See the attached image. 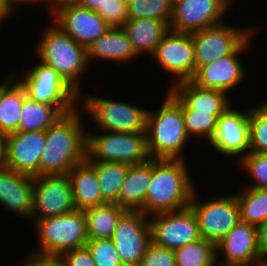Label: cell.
I'll use <instances>...</instances> for the list:
<instances>
[{"label":"cell","instance_id":"cell-1","mask_svg":"<svg viewBox=\"0 0 267 266\" xmlns=\"http://www.w3.org/2000/svg\"><path fill=\"white\" fill-rule=\"evenodd\" d=\"M78 109L64 114L45 130L39 176L68 174L86 159V130Z\"/></svg>","mask_w":267,"mask_h":266},{"label":"cell","instance_id":"cell-2","mask_svg":"<svg viewBox=\"0 0 267 266\" xmlns=\"http://www.w3.org/2000/svg\"><path fill=\"white\" fill-rule=\"evenodd\" d=\"M188 169L185 159L152 158V176L140 211L149 216L188 207L195 191Z\"/></svg>","mask_w":267,"mask_h":266},{"label":"cell","instance_id":"cell-3","mask_svg":"<svg viewBox=\"0 0 267 266\" xmlns=\"http://www.w3.org/2000/svg\"><path fill=\"white\" fill-rule=\"evenodd\" d=\"M145 132L151 158L185 159L182 152L191 139L185 129L182 105L169 91L158 110H148Z\"/></svg>","mask_w":267,"mask_h":266},{"label":"cell","instance_id":"cell-4","mask_svg":"<svg viewBox=\"0 0 267 266\" xmlns=\"http://www.w3.org/2000/svg\"><path fill=\"white\" fill-rule=\"evenodd\" d=\"M39 40L36 55L42 63L54 68L79 94V78L88 68L87 48L77 43L58 25L46 28Z\"/></svg>","mask_w":267,"mask_h":266},{"label":"cell","instance_id":"cell-5","mask_svg":"<svg viewBox=\"0 0 267 266\" xmlns=\"http://www.w3.org/2000/svg\"><path fill=\"white\" fill-rule=\"evenodd\" d=\"M37 233L38 248L29 256L56 259L61 253L84 247L89 240L83 210L42 218L33 222Z\"/></svg>","mask_w":267,"mask_h":266},{"label":"cell","instance_id":"cell-6","mask_svg":"<svg viewBox=\"0 0 267 266\" xmlns=\"http://www.w3.org/2000/svg\"><path fill=\"white\" fill-rule=\"evenodd\" d=\"M12 75L24 87L26 96L38 103L55 105L63 114L78 108L80 94L52 67L41 61L22 76Z\"/></svg>","mask_w":267,"mask_h":266},{"label":"cell","instance_id":"cell-7","mask_svg":"<svg viewBox=\"0 0 267 266\" xmlns=\"http://www.w3.org/2000/svg\"><path fill=\"white\" fill-rule=\"evenodd\" d=\"M79 103L81 111L86 112L83 114L91 116L94 124L102 131L126 133L146 131L148 110L145 108L102 96L86 95L83 90Z\"/></svg>","mask_w":267,"mask_h":266},{"label":"cell","instance_id":"cell-8","mask_svg":"<svg viewBox=\"0 0 267 266\" xmlns=\"http://www.w3.org/2000/svg\"><path fill=\"white\" fill-rule=\"evenodd\" d=\"M146 132H108L103 134L86 131V160L116 162L135 165L150 159Z\"/></svg>","mask_w":267,"mask_h":266},{"label":"cell","instance_id":"cell-9","mask_svg":"<svg viewBox=\"0 0 267 266\" xmlns=\"http://www.w3.org/2000/svg\"><path fill=\"white\" fill-rule=\"evenodd\" d=\"M196 191L189 206L197 217L200 236L217 244L240 221L236 195H213L201 201Z\"/></svg>","mask_w":267,"mask_h":266},{"label":"cell","instance_id":"cell-10","mask_svg":"<svg viewBox=\"0 0 267 266\" xmlns=\"http://www.w3.org/2000/svg\"><path fill=\"white\" fill-rule=\"evenodd\" d=\"M149 217L151 242L175 250L201 239L198 221L190 206Z\"/></svg>","mask_w":267,"mask_h":266},{"label":"cell","instance_id":"cell-11","mask_svg":"<svg viewBox=\"0 0 267 266\" xmlns=\"http://www.w3.org/2000/svg\"><path fill=\"white\" fill-rule=\"evenodd\" d=\"M251 34L252 26L239 28L226 22L191 33L196 70L232 54Z\"/></svg>","mask_w":267,"mask_h":266},{"label":"cell","instance_id":"cell-12","mask_svg":"<svg viewBox=\"0 0 267 266\" xmlns=\"http://www.w3.org/2000/svg\"><path fill=\"white\" fill-rule=\"evenodd\" d=\"M31 220L64 215L76 210L68 174L33 177Z\"/></svg>","mask_w":267,"mask_h":266},{"label":"cell","instance_id":"cell-13","mask_svg":"<svg viewBox=\"0 0 267 266\" xmlns=\"http://www.w3.org/2000/svg\"><path fill=\"white\" fill-rule=\"evenodd\" d=\"M256 29L255 26L252 27V34L232 54L199 67L190 81L198 87L217 89L227 94L239 86L247 76L240 54L250 49Z\"/></svg>","mask_w":267,"mask_h":266},{"label":"cell","instance_id":"cell-14","mask_svg":"<svg viewBox=\"0 0 267 266\" xmlns=\"http://www.w3.org/2000/svg\"><path fill=\"white\" fill-rule=\"evenodd\" d=\"M151 56L162 69L175 78L168 89L176 83L191 80L196 71L191 33L169 31Z\"/></svg>","mask_w":267,"mask_h":266},{"label":"cell","instance_id":"cell-15","mask_svg":"<svg viewBox=\"0 0 267 266\" xmlns=\"http://www.w3.org/2000/svg\"><path fill=\"white\" fill-rule=\"evenodd\" d=\"M111 239L123 266H139L151 243L148 215L127 210L120 217Z\"/></svg>","mask_w":267,"mask_h":266},{"label":"cell","instance_id":"cell-16","mask_svg":"<svg viewBox=\"0 0 267 266\" xmlns=\"http://www.w3.org/2000/svg\"><path fill=\"white\" fill-rule=\"evenodd\" d=\"M50 13L55 24L86 48L110 27L97 12L81 7L74 1L59 4Z\"/></svg>","mask_w":267,"mask_h":266},{"label":"cell","instance_id":"cell-17","mask_svg":"<svg viewBox=\"0 0 267 266\" xmlns=\"http://www.w3.org/2000/svg\"><path fill=\"white\" fill-rule=\"evenodd\" d=\"M229 8L221 0H173L169 30L193 33L223 23Z\"/></svg>","mask_w":267,"mask_h":266},{"label":"cell","instance_id":"cell-18","mask_svg":"<svg viewBox=\"0 0 267 266\" xmlns=\"http://www.w3.org/2000/svg\"><path fill=\"white\" fill-rule=\"evenodd\" d=\"M249 115L250 107L241 111L229 106L218 118L214 136L208 144L222 156L236 157L240 161L249 153Z\"/></svg>","mask_w":267,"mask_h":266},{"label":"cell","instance_id":"cell-19","mask_svg":"<svg viewBox=\"0 0 267 266\" xmlns=\"http://www.w3.org/2000/svg\"><path fill=\"white\" fill-rule=\"evenodd\" d=\"M216 261L218 266H254L259 263L257 226L239 221L216 244Z\"/></svg>","mask_w":267,"mask_h":266},{"label":"cell","instance_id":"cell-20","mask_svg":"<svg viewBox=\"0 0 267 266\" xmlns=\"http://www.w3.org/2000/svg\"><path fill=\"white\" fill-rule=\"evenodd\" d=\"M45 131H17L8 134L6 167L31 177L39 176Z\"/></svg>","mask_w":267,"mask_h":266},{"label":"cell","instance_id":"cell-21","mask_svg":"<svg viewBox=\"0 0 267 266\" xmlns=\"http://www.w3.org/2000/svg\"><path fill=\"white\" fill-rule=\"evenodd\" d=\"M33 177L10 168H0V206L19 217L31 219Z\"/></svg>","mask_w":267,"mask_h":266},{"label":"cell","instance_id":"cell-22","mask_svg":"<svg viewBox=\"0 0 267 266\" xmlns=\"http://www.w3.org/2000/svg\"><path fill=\"white\" fill-rule=\"evenodd\" d=\"M168 91L182 105V110L210 113L218 118L232 105V100L226 92L204 89L196 86L190 80L176 83Z\"/></svg>","mask_w":267,"mask_h":266},{"label":"cell","instance_id":"cell-23","mask_svg":"<svg viewBox=\"0 0 267 266\" xmlns=\"http://www.w3.org/2000/svg\"><path fill=\"white\" fill-rule=\"evenodd\" d=\"M87 57L89 63L92 58L127 63L138 55L122 27H109L103 35L88 46Z\"/></svg>","mask_w":267,"mask_h":266},{"label":"cell","instance_id":"cell-24","mask_svg":"<svg viewBox=\"0 0 267 266\" xmlns=\"http://www.w3.org/2000/svg\"><path fill=\"white\" fill-rule=\"evenodd\" d=\"M122 29L138 56L145 53L151 56L163 37L170 31L165 21L152 18L128 20Z\"/></svg>","mask_w":267,"mask_h":266},{"label":"cell","instance_id":"cell-25","mask_svg":"<svg viewBox=\"0 0 267 266\" xmlns=\"http://www.w3.org/2000/svg\"><path fill=\"white\" fill-rule=\"evenodd\" d=\"M152 176V158L130 165L119 192V206L129 211H140Z\"/></svg>","mask_w":267,"mask_h":266},{"label":"cell","instance_id":"cell-26","mask_svg":"<svg viewBox=\"0 0 267 266\" xmlns=\"http://www.w3.org/2000/svg\"><path fill=\"white\" fill-rule=\"evenodd\" d=\"M68 176L76 210H85L105 203L102 200L95 168L86 159L75 165L68 172Z\"/></svg>","mask_w":267,"mask_h":266},{"label":"cell","instance_id":"cell-27","mask_svg":"<svg viewBox=\"0 0 267 266\" xmlns=\"http://www.w3.org/2000/svg\"><path fill=\"white\" fill-rule=\"evenodd\" d=\"M11 75L0 83V131L6 134L18 131L22 104L27 97L24 87Z\"/></svg>","mask_w":267,"mask_h":266},{"label":"cell","instance_id":"cell-28","mask_svg":"<svg viewBox=\"0 0 267 266\" xmlns=\"http://www.w3.org/2000/svg\"><path fill=\"white\" fill-rule=\"evenodd\" d=\"M89 239H110L120 217L127 211L117 204L104 203L83 210Z\"/></svg>","mask_w":267,"mask_h":266},{"label":"cell","instance_id":"cell-29","mask_svg":"<svg viewBox=\"0 0 267 266\" xmlns=\"http://www.w3.org/2000/svg\"><path fill=\"white\" fill-rule=\"evenodd\" d=\"M96 172L102 200L119 206V192L129 165L116 162L88 161Z\"/></svg>","mask_w":267,"mask_h":266},{"label":"cell","instance_id":"cell-30","mask_svg":"<svg viewBox=\"0 0 267 266\" xmlns=\"http://www.w3.org/2000/svg\"><path fill=\"white\" fill-rule=\"evenodd\" d=\"M64 114L55 106L24 99L18 131H45Z\"/></svg>","mask_w":267,"mask_h":266},{"label":"cell","instance_id":"cell-31","mask_svg":"<svg viewBox=\"0 0 267 266\" xmlns=\"http://www.w3.org/2000/svg\"><path fill=\"white\" fill-rule=\"evenodd\" d=\"M235 195L240 210V221L259 226L267 220V189L246 187Z\"/></svg>","mask_w":267,"mask_h":266},{"label":"cell","instance_id":"cell-32","mask_svg":"<svg viewBox=\"0 0 267 266\" xmlns=\"http://www.w3.org/2000/svg\"><path fill=\"white\" fill-rule=\"evenodd\" d=\"M177 266H218L216 244L199 239L174 250Z\"/></svg>","mask_w":267,"mask_h":266},{"label":"cell","instance_id":"cell-33","mask_svg":"<svg viewBox=\"0 0 267 266\" xmlns=\"http://www.w3.org/2000/svg\"><path fill=\"white\" fill-rule=\"evenodd\" d=\"M79 6L97 12L110 27H122L128 20V4L123 0H75Z\"/></svg>","mask_w":267,"mask_h":266},{"label":"cell","instance_id":"cell-34","mask_svg":"<svg viewBox=\"0 0 267 266\" xmlns=\"http://www.w3.org/2000/svg\"><path fill=\"white\" fill-rule=\"evenodd\" d=\"M249 152L267 154V101L250 108Z\"/></svg>","mask_w":267,"mask_h":266},{"label":"cell","instance_id":"cell-35","mask_svg":"<svg viewBox=\"0 0 267 266\" xmlns=\"http://www.w3.org/2000/svg\"><path fill=\"white\" fill-rule=\"evenodd\" d=\"M172 9L173 0H133L128 3V18H152L165 21L169 25Z\"/></svg>","mask_w":267,"mask_h":266},{"label":"cell","instance_id":"cell-36","mask_svg":"<svg viewBox=\"0 0 267 266\" xmlns=\"http://www.w3.org/2000/svg\"><path fill=\"white\" fill-rule=\"evenodd\" d=\"M182 111L185 129L190 139L203 138V140H207L206 142H210L216 130L218 117L214 114L194 110Z\"/></svg>","mask_w":267,"mask_h":266},{"label":"cell","instance_id":"cell-37","mask_svg":"<svg viewBox=\"0 0 267 266\" xmlns=\"http://www.w3.org/2000/svg\"><path fill=\"white\" fill-rule=\"evenodd\" d=\"M238 164L253 178L248 188L267 189V154L249 152Z\"/></svg>","mask_w":267,"mask_h":266},{"label":"cell","instance_id":"cell-38","mask_svg":"<svg viewBox=\"0 0 267 266\" xmlns=\"http://www.w3.org/2000/svg\"><path fill=\"white\" fill-rule=\"evenodd\" d=\"M96 266H123L112 239H89L85 245Z\"/></svg>","mask_w":267,"mask_h":266},{"label":"cell","instance_id":"cell-39","mask_svg":"<svg viewBox=\"0 0 267 266\" xmlns=\"http://www.w3.org/2000/svg\"><path fill=\"white\" fill-rule=\"evenodd\" d=\"M139 266H177L174 250L150 243Z\"/></svg>","mask_w":267,"mask_h":266},{"label":"cell","instance_id":"cell-40","mask_svg":"<svg viewBox=\"0 0 267 266\" xmlns=\"http://www.w3.org/2000/svg\"><path fill=\"white\" fill-rule=\"evenodd\" d=\"M55 260L61 266H96L86 246L65 251Z\"/></svg>","mask_w":267,"mask_h":266},{"label":"cell","instance_id":"cell-41","mask_svg":"<svg viewBox=\"0 0 267 266\" xmlns=\"http://www.w3.org/2000/svg\"><path fill=\"white\" fill-rule=\"evenodd\" d=\"M260 263H267V220L257 226Z\"/></svg>","mask_w":267,"mask_h":266},{"label":"cell","instance_id":"cell-42","mask_svg":"<svg viewBox=\"0 0 267 266\" xmlns=\"http://www.w3.org/2000/svg\"><path fill=\"white\" fill-rule=\"evenodd\" d=\"M22 266H61L55 259H40L28 256Z\"/></svg>","mask_w":267,"mask_h":266},{"label":"cell","instance_id":"cell-43","mask_svg":"<svg viewBox=\"0 0 267 266\" xmlns=\"http://www.w3.org/2000/svg\"><path fill=\"white\" fill-rule=\"evenodd\" d=\"M7 146H8V134L0 131V168L6 167Z\"/></svg>","mask_w":267,"mask_h":266},{"label":"cell","instance_id":"cell-44","mask_svg":"<svg viewBox=\"0 0 267 266\" xmlns=\"http://www.w3.org/2000/svg\"><path fill=\"white\" fill-rule=\"evenodd\" d=\"M13 0H0V24L5 20L6 17L13 14L14 7L16 8Z\"/></svg>","mask_w":267,"mask_h":266},{"label":"cell","instance_id":"cell-45","mask_svg":"<svg viewBox=\"0 0 267 266\" xmlns=\"http://www.w3.org/2000/svg\"><path fill=\"white\" fill-rule=\"evenodd\" d=\"M13 2L15 3V5H17V4H19L20 5V3L23 5V3L24 4H27V3H37L38 4V2L39 3H43V2H48V0H13Z\"/></svg>","mask_w":267,"mask_h":266},{"label":"cell","instance_id":"cell-46","mask_svg":"<svg viewBox=\"0 0 267 266\" xmlns=\"http://www.w3.org/2000/svg\"><path fill=\"white\" fill-rule=\"evenodd\" d=\"M73 1H75V0H51V2H50V0H48V2H50L51 5H52L49 11H51L52 9H54V7H56L57 5H59L61 3H64V2H73Z\"/></svg>","mask_w":267,"mask_h":266},{"label":"cell","instance_id":"cell-47","mask_svg":"<svg viewBox=\"0 0 267 266\" xmlns=\"http://www.w3.org/2000/svg\"><path fill=\"white\" fill-rule=\"evenodd\" d=\"M229 9H231L230 7L233 6V0H221Z\"/></svg>","mask_w":267,"mask_h":266},{"label":"cell","instance_id":"cell-48","mask_svg":"<svg viewBox=\"0 0 267 266\" xmlns=\"http://www.w3.org/2000/svg\"><path fill=\"white\" fill-rule=\"evenodd\" d=\"M254 266H267V263H257L256 265H254Z\"/></svg>","mask_w":267,"mask_h":266},{"label":"cell","instance_id":"cell-49","mask_svg":"<svg viewBox=\"0 0 267 266\" xmlns=\"http://www.w3.org/2000/svg\"><path fill=\"white\" fill-rule=\"evenodd\" d=\"M124 2H126L127 4L133 0H123Z\"/></svg>","mask_w":267,"mask_h":266}]
</instances>
